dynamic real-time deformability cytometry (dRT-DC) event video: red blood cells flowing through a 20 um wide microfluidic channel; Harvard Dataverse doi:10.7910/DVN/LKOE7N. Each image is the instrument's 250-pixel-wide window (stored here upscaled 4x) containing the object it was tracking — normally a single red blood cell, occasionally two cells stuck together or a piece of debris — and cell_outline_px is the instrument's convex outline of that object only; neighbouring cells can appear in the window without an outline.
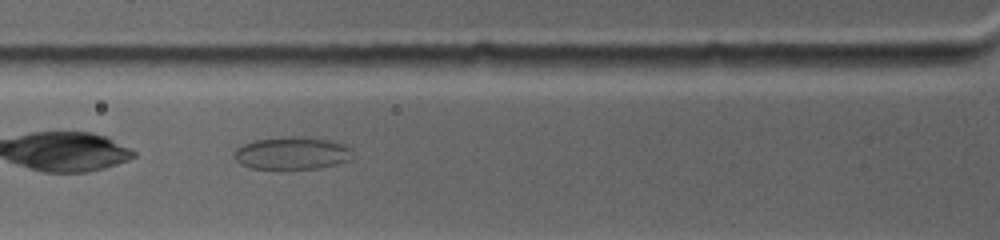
{"species": "common noctule bat (a hibernating species)", "species_latin": "Nyctalus noctula", "temperature_condition": "warm", "stored_images_in_passage": 8, "camera_frame_rate_fps": 4500, "um_per_image_px": 0.085, "animal": {"sex": "female", "body_mass_g": 19.0, "forearm_length_mm": 53.3}, "frame": {"image": 1, "passage_image": 3, "time_ms": 1.333, "image_size_px": [1000, 240], "cell_outline_px": [[352, 160], [336, 164], [316, 168], [284, 172], [252, 168], [240, 164], [232, 156], [232, 152], [240, 144], [252, 140], [288, 136], [296, 136], [332, 140], [344, 144], [352, 148]], "centroid_in_image_um": [24.77, 13.05], "position_along_channel_um": 101.0, "area_um2": 23.7}}
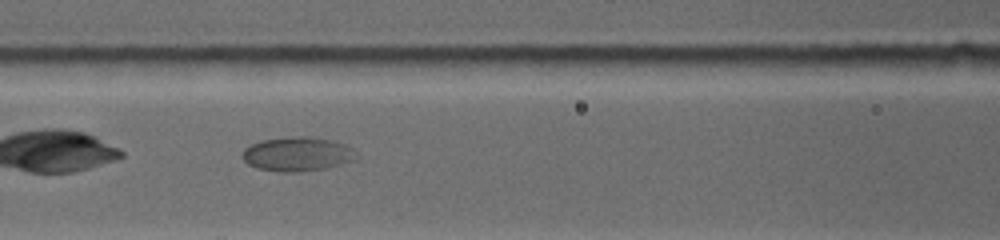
{"frame": {"image": 2, "passage_image": 5, "time_ms": 2.444, "image_size_px": [1000, 240], "cell_outline_px": [[352, 160], [340, 164], [324, 168], [296, 172], [280, 172], [256, 168], [248, 164], [240, 156], [244, 148], [260, 140], [292, 136], [308, 136], [336, 140], [352, 148]], "centroid_in_image_um": [25.19, 13.08], "position_along_channel_um": 141.4, "area_um2": 22.6}}
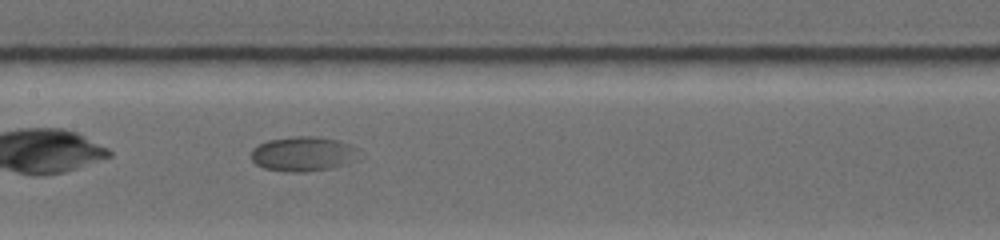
{"frame": {"image": 3, "passage_image": 7, "time_ms": 3.556, "image_size_px": [1000, 240], "cell_outline_px": [[364, 156], [348, 164], [332, 168], [304, 172], [288, 172], [264, 168], [256, 164], [252, 160], [252, 148], [256, 144], [268, 140], [292, 136], [316, 136], [340, 140], [352, 144]], "centroid_in_image_um": [25.84, 13.07], "position_along_channel_um": 181.6, "area_um2": 22.43}}